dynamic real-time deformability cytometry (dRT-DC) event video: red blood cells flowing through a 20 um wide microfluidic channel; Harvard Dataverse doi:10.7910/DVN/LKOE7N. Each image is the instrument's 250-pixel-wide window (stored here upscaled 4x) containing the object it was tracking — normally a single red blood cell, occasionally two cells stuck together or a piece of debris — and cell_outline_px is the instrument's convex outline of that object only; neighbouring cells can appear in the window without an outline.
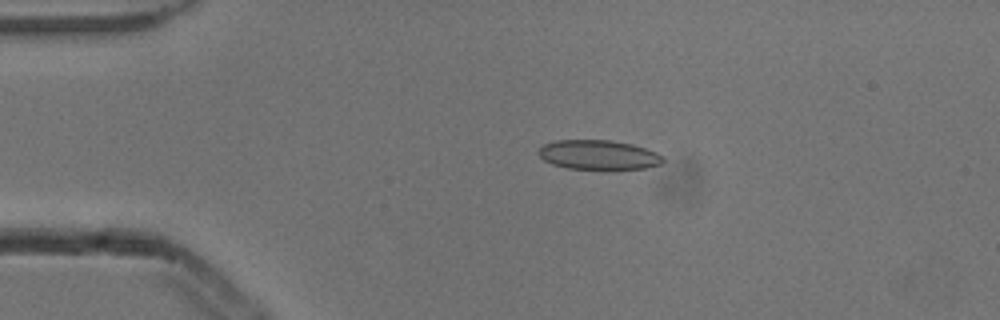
{"species": "common noctule bat (a hibernating species)", "species_latin": "Nyctalus noctula", "temperature_condition": "cold", "stored_images_in_passage": 4, "camera_frame_rate_fps": 3000, "um_per_image_px": 0.085, "animal": {"sex": "male", "body_mass_g": 13.3}, "frame": {"image": 1, "passage_image": 3, "time_ms": 0.667, "image_size_px": [1000, 320], "cell_outline_px": [[664, 160], [660, 164], [644, 168], [616, 172], [604, 172], [568, 168], [552, 164], [544, 160], [540, 156], [540, 148], [544, 144], [556, 140], [612, 140], [632, 144], [656, 152], [664, 156]], "centroid_in_image_um": [50.93, 13.21], "position_along_channel_um": 34.1, "area_um2": 22.25}}